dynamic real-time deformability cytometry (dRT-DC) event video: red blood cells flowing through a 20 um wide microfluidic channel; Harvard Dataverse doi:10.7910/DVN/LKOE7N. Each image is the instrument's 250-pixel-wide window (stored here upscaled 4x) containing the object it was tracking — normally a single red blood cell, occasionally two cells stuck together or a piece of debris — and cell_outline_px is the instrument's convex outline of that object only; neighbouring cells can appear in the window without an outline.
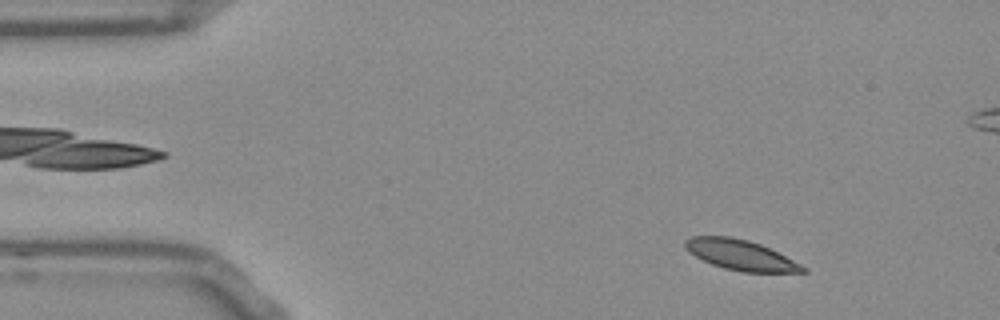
{"species": "Egyptian fruit bat (a non-hibernating species)", "species_latin": "Rousettus aegyptiacus", "temperature_condition": "room temperature", "stored_images_in_passage": 49, "segment_of_instrument_passage": [1, 2], "camera_frame_rate_fps": 3000, "um_per_image_px": 0.085, "frame": {"image": 1, "passage_image": 1, "time_ms": 0.0, "image_size_px": [1000, 320], "cell_outline_px": [[808, 272], [740, 272], [724, 268], [712, 264], [688, 252], [684, 248], [684, 240], [692, 236], [732, 236], [748, 240], [760, 244], [808, 268]], "centroid_in_image_um": [62.91, 21.67], "position_along_channel_um": 22.1, "area_um2": 20.63}}
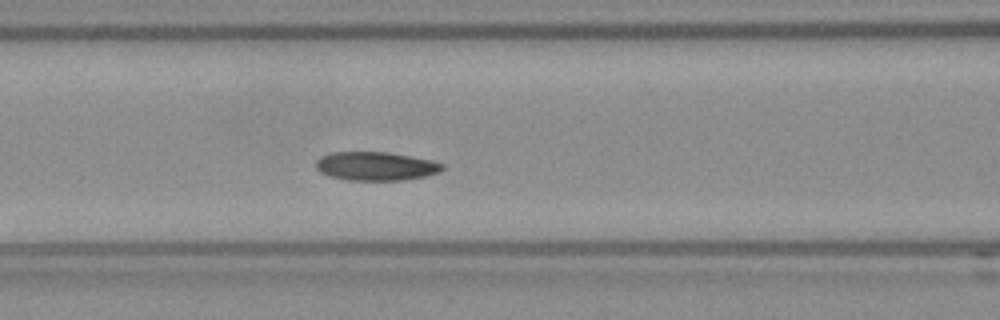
{"frame": {"image": 2, "passage_image": 16, "time_ms": 5.0, "image_size_px": [1000, 320], "cell_outline_px": [[444, 168], [440, 172], [424, 176], [404, 180], [348, 180], [328, 176], [320, 172], [316, 168], [316, 160], [320, 156], [332, 152], [388, 152], [432, 160], [444, 164]], "centroid_in_image_um": [31.93, 14.12], "position_along_channel_um": 134.7, "area_um2": 21.21}}
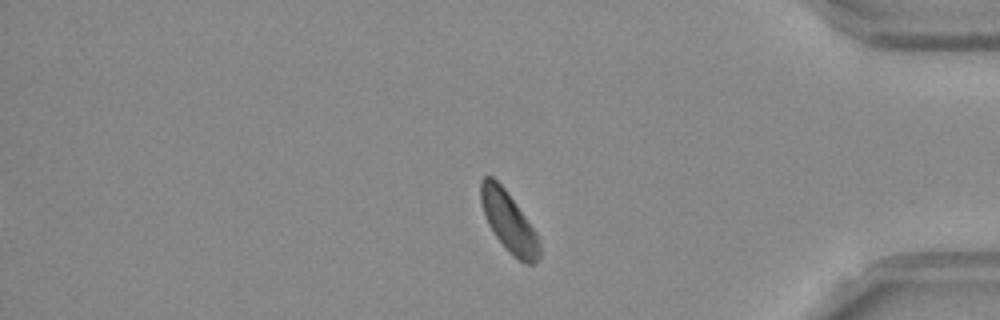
{"frame": {"image": 3, "passage_image": 39, "time_ms": 12.667, "image_size_px": [1000, 320], "cell_outline_px": [[540, 256], [532, 264], [524, 264], [496, 236], [488, 224], [480, 200], [480, 180], [484, 176], [492, 176], [504, 188], [536, 232], [540, 244]], "centroid_in_image_um": [43.23, 18.81], "position_along_channel_um": 392.0, "area_um2": 19.88}}